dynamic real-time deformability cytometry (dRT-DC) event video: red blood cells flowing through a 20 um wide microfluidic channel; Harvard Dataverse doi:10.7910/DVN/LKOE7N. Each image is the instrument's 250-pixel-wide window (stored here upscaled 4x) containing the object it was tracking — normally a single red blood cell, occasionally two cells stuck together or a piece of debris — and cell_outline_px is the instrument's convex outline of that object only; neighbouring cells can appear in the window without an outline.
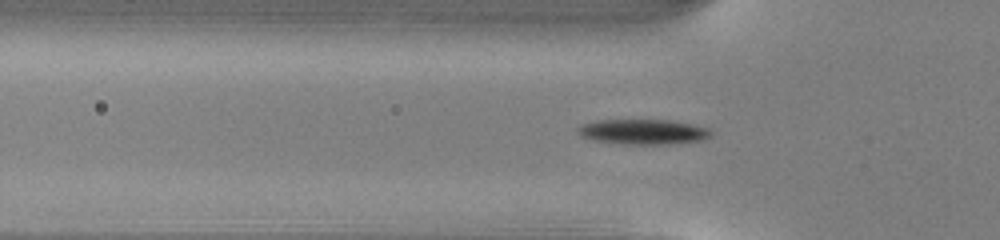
{"species": "common noctule bat (a hibernating species)", "species_latin": "Nyctalus noctula", "temperature_condition": "warm", "stored_images_in_passage": 45, "camera_frame_rate_fps": 3000, "um_per_image_px": 0.085, "animal": {"sex": "male", "body_mass_g": 13.0, "forearm_length_mm": 53.1}, "frame": {"image": 1, "passage_image": 15, "time_ms": 4.667, "image_size_px": [1000, 240], "cell_outline_px": [[712, 136], [704, 140], [672, 144], [624, 144], [592, 140], [580, 136], [576, 128], [580, 124], [600, 120], [668, 120], [708, 128], [712, 132]], "centroid_in_image_um": [54.64, 11.21], "position_along_channel_um": 71.2, "area_um2": 19.54}}
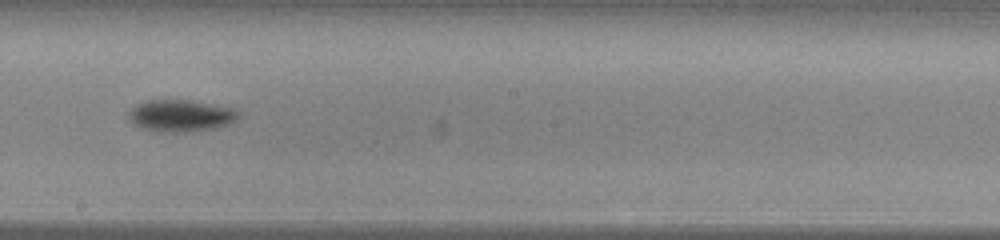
{"frame": {"image": 2, "passage_image": 27, "time_ms": 8.667, "image_size_px": [1000, 240], "cell_outline_px": [[240, 116], [236, 120], [228, 124], [216, 128], [184, 132], [164, 132], [140, 128], [128, 116], [128, 112], [136, 104], [148, 100], [188, 100], [212, 104], [232, 108], [240, 112]], "centroid_in_image_um": [15.38, 9.83], "position_along_channel_um": 232.8, "area_um2": 20.29}}
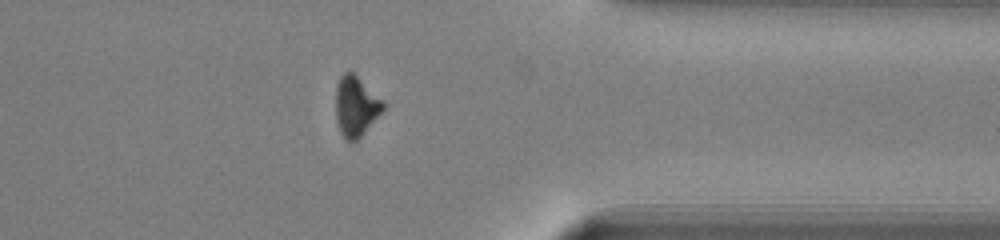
{"frame": {"image": 3, "passage_image": 39, "time_ms": 12.667, "image_size_px": [1000, 240], "cell_outline_px": [[384, 108], [360, 136], [352, 144], [348, 144], [344, 140], [340, 132], [336, 120], [336, 84], [340, 76], [344, 72], [352, 72], [384, 100]], "centroid_in_image_um": [30.21, 9.05], "position_along_channel_um": 381.2, "area_um2": 16.59}, "authors_computed_cell_mechanics": {"area_um2": 17.918, "velocity_mm_per_s": 4.0377, "shape_relaxation_time_tau1_ms": 1.6199, "shape_relaxation_time_tau2_ms": null, "deformation_change_tau1": 0.1299, "deformation_change_tau2": null}}